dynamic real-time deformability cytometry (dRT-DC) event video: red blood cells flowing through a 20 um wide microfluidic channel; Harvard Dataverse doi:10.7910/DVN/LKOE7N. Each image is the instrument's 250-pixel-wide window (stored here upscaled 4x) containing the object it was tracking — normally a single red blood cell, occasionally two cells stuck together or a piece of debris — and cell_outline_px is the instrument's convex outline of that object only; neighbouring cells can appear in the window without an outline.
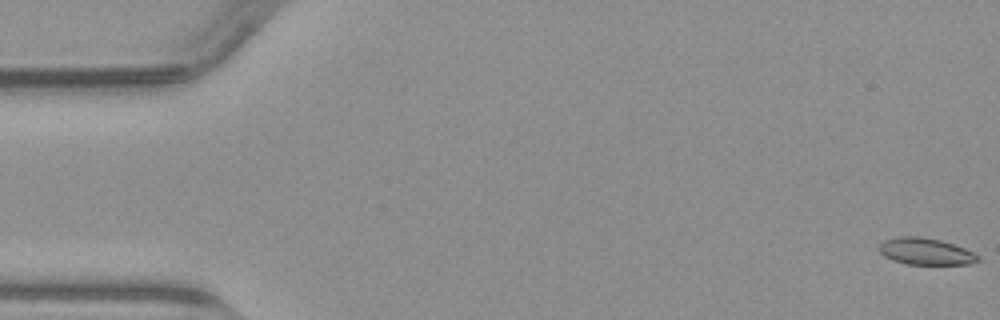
{"species": "common noctule bat (a hibernating species)", "species_latin": "Nyctalus noctula", "temperature_condition": "warm", "stored_images_in_passage": 51, "camera_frame_rate_fps": 3000, "um_per_image_px": 0.085, "animal": {"sex": "male", "body_mass_g": 23.1, "forearm_length_mm": 52.7}, "frame": {"image": 1, "passage_image": 1, "time_ms": 0.0, "image_size_px": [1000, 320], "cell_outline_px": [[980, 260], [968, 264], [908, 264], [892, 260], [884, 256], [876, 248], [884, 240], [896, 236], [920, 236], [940, 240], [964, 248], [980, 256]], "centroid_in_image_um": [78.64, 21.36], "position_along_channel_um": 6.4, "area_um2": 15.43}}
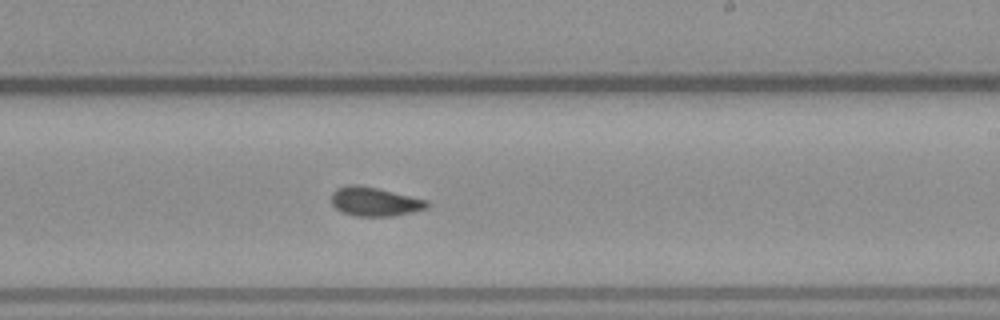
{"frame": {"image": 2, "passage_image": 30, "time_ms": 9.667, "image_size_px": [1000, 320], "cell_outline_px": [[432, 204], [428, 208], [412, 212], [392, 216], [356, 216], [344, 212], [336, 208], [332, 204], [332, 192], [336, 188], [348, 184], [356, 184], [376, 188], [428, 200]], "centroid_in_image_um": [31.87, 17.13], "position_along_channel_um": 257.1, "area_um2": 16.13}}
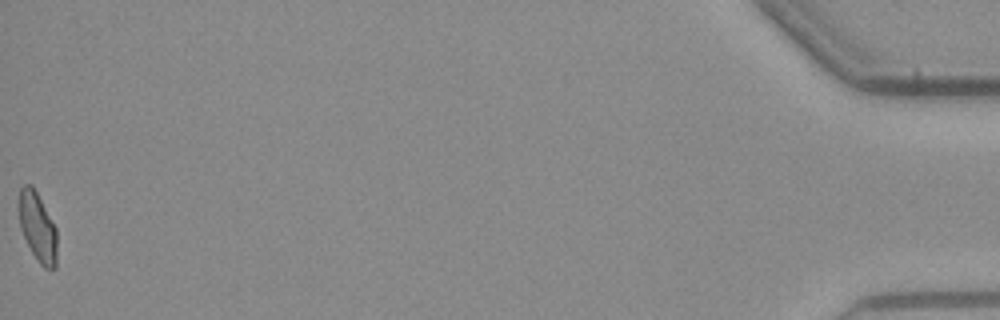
{"frame": {"image": 3, "passage_image": 51, "time_ms": 16.667, "image_size_px": [1000, 320], "cell_outline_px": [[56, 268], [44, 268], [40, 264], [32, 252], [20, 228], [16, 208], [20, 188], [24, 184], [32, 184], [56, 228]], "centroid_in_image_um": [3.14, 19.25], "position_along_channel_um": 432.1, "area_um2": 15.49}}